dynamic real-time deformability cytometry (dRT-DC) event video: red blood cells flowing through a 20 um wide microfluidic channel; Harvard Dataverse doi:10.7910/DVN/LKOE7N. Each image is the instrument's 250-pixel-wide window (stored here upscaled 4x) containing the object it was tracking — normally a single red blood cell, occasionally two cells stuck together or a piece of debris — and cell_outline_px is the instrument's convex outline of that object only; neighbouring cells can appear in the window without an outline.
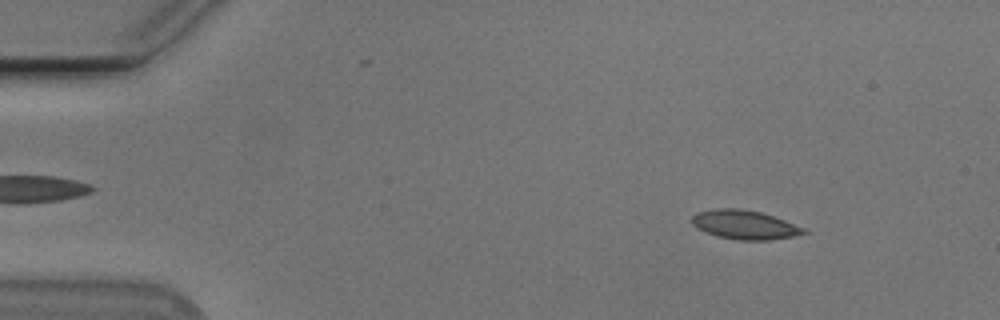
{"species": "Egyptian fruit bat (a non-hibernating species)", "species_latin": "Rousettus aegyptiacus", "temperature_condition": "cold", "stored_images_in_passage": 53, "camera_frame_rate_fps": 3000, "um_per_image_px": 0.085, "animal": {"sex": "male"}, "frame": {"image": 1, "passage_image": 6, "time_ms": 1.667, "image_size_px": [1000, 320], "cell_outline_px": [[808, 232], [792, 236], [768, 240], [736, 240], [716, 236], [696, 228], [692, 224], [692, 216], [696, 212], [720, 208], [736, 208], [760, 212], [784, 220], [804, 228]], "centroid_in_image_um": [63.24, 19.11], "position_along_channel_um": 21.8, "area_um2": 18.73}}
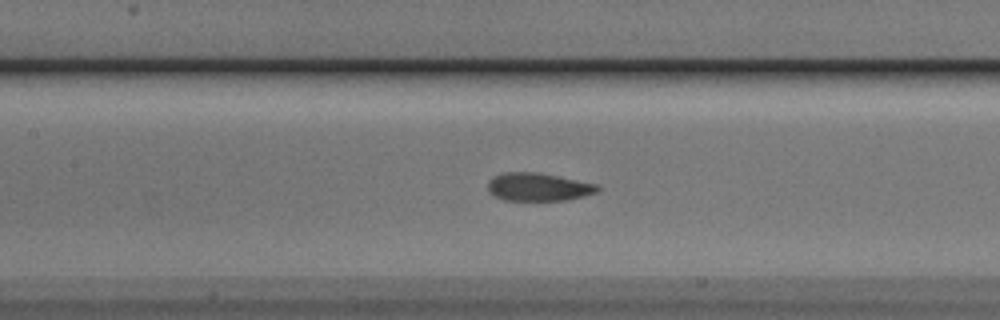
{"frame": {"image": 2, "passage_image": 24, "time_ms": 7.667, "image_size_px": [1000, 320], "cell_outline_px": [[600, 188], [596, 192], [568, 200], [504, 200], [488, 192], [488, 180], [504, 172], [536, 172], [596, 184]], "centroid_in_image_um": [45.72, 15.89], "position_along_channel_um": 161.7, "area_um2": 17.63}}
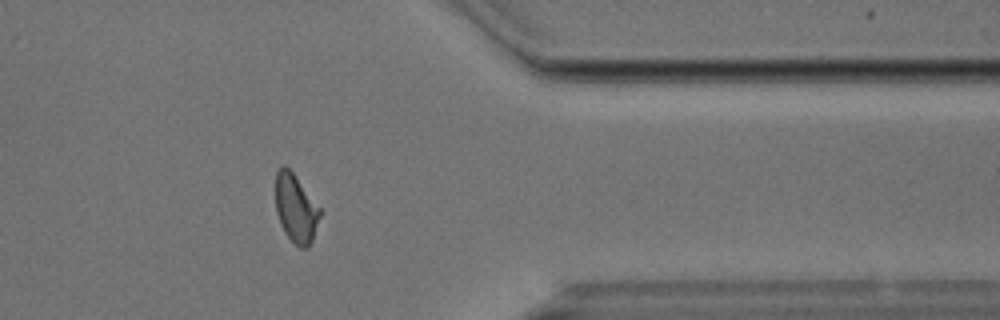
{"frame": {"image": 3, "passage_image": 43, "time_ms": 14.0, "image_size_px": [1000, 320], "cell_outline_px": [[320, 216], [312, 240], [304, 248], [300, 248], [284, 232], [280, 224], [276, 212], [276, 172], [280, 164], [284, 164], [292, 172], [320, 208]], "centroid_in_image_um": [25.11, 17.68], "position_along_channel_um": 386.3, "area_um2": 17.34}, "authors_computed_cell_mechanics": {"area_um2": 18.207, "velocity_mm_per_s": 3.7786, "shape_relaxation_time_tau1_ms": 3.1275, "shape_relaxation_time_tau2_ms": 1.9472, "deformation_change_tau1": 0.1031, "deformation_change_tau2": 0.0563}}